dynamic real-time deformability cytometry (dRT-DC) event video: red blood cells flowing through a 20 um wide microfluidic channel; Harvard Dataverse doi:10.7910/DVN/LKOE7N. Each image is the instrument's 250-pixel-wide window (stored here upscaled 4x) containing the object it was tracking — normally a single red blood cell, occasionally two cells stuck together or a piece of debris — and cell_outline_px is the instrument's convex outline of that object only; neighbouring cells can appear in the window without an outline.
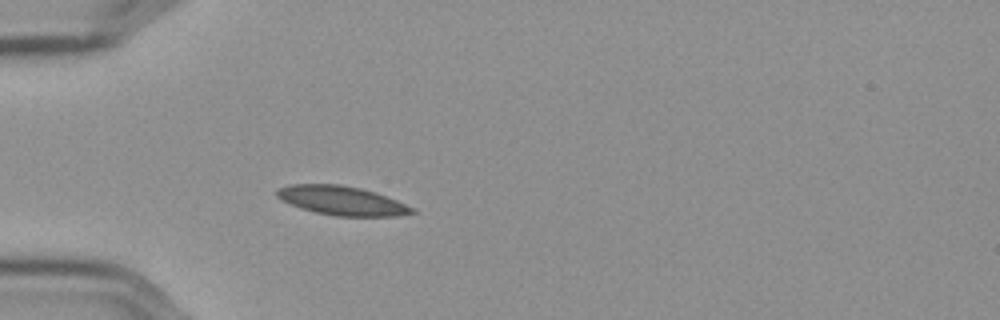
{"species": "Egyptian fruit bat (a non-hibernating species)", "species_latin": "Rousettus aegyptiacus", "temperature_condition": "cold", "stored_images_in_passage": 41, "camera_frame_rate_fps": 3000, "um_per_image_px": 0.085, "frame": {"image": 1, "passage_image": 1, "time_ms": 0.0, "image_size_px": [1000, 320], "cell_outline_px": [[416, 212], [396, 216], [336, 216], [316, 212], [300, 208], [280, 200], [276, 196], [276, 188], [292, 184], [340, 184], [360, 188], [376, 192], [416, 208]], "centroid_in_image_um": [29.04, 17.05], "position_along_channel_um": 56.0, "area_um2": 23.0}}
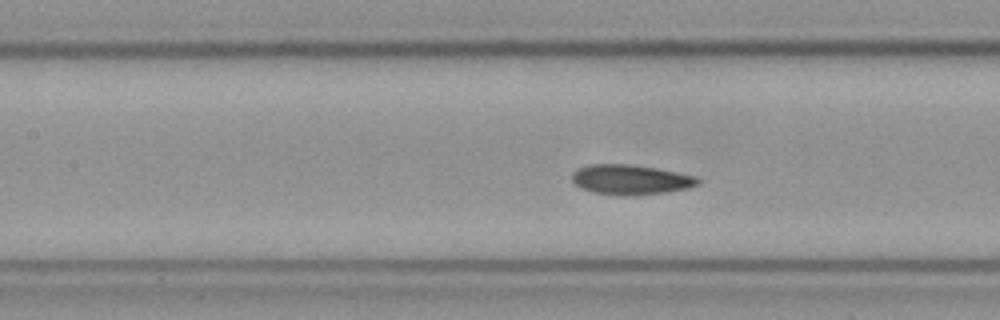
{"frame": {"image": 2, "passage_image": 10, "time_ms": 3.0, "image_size_px": [1000, 320], "cell_outline_px": [[700, 184], [688, 188], [668, 192], [636, 196], [620, 196], [596, 192], [580, 188], [572, 180], [572, 172], [576, 168], [588, 164], [628, 164], [656, 168], [696, 176], [700, 180]], "centroid_in_image_um": [53.6, 15.27], "position_along_channel_um": 153.8, "area_um2": 22.2}}
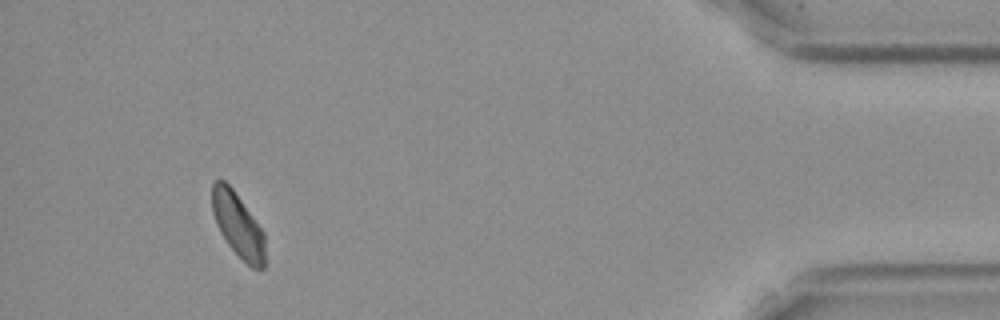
{"frame": {"image": 3, "passage_image": 37, "time_ms": 12.0, "image_size_px": [1000, 320], "cell_outline_px": [[264, 268], [252, 268], [228, 244], [220, 232], [216, 224], [212, 212], [212, 184], [216, 180], [224, 180], [232, 188], [264, 232]], "centroid_in_image_um": [20.2, 19.1], "position_along_channel_um": 415.0, "area_um2": 19.42}, "authors_computed_cell_mechanics": {"area_um2": 21.4438, "velocity_mm_per_s": 3.5623, "shape_relaxation_time_tau1_ms": 7.2502, "shape_relaxation_time_tau2_ms": 2.8624, "deformation_change_tau1": 0.1431, "deformation_change_tau2": 0.0487}}